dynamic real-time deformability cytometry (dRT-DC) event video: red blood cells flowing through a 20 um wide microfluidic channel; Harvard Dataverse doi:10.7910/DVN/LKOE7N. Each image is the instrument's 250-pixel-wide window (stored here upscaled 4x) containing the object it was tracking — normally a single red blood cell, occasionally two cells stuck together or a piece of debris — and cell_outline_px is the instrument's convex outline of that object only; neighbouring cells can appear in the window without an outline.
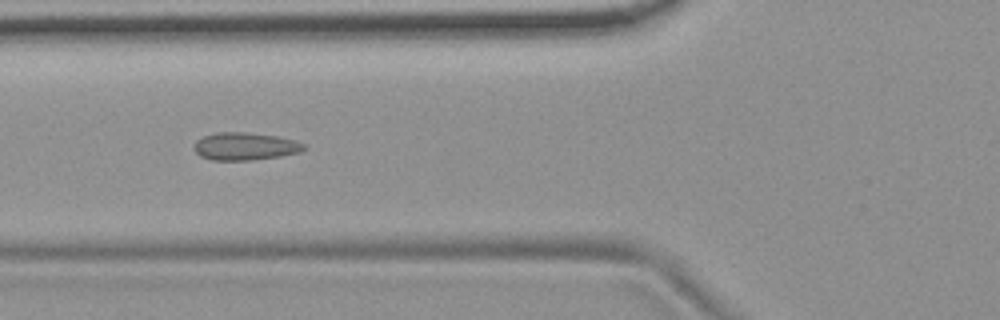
{"species": "common noctule bat (a hibernating species)", "species_latin": "Nyctalus noctula", "temperature_condition": "room temperature", "stored_images_in_passage": 47, "camera_frame_rate_fps": 3000, "um_per_image_px": 0.085, "animal": {"sex": "female", "body_mass_g": 19.9}, "frame": {"image": 1, "passage_image": 13, "time_ms": 4.0, "image_size_px": [1000, 320], "cell_outline_px": [[308, 148], [300, 152], [280, 156], [252, 160], [212, 160], [200, 156], [192, 148], [196, 140], [204, 136], [216, 132], [244, 132], [276, 136], [292, 140], [304, 144]], "centroid_in_image_um": [20.8, 12.44], "position_along_channel_um": 105.0, "area_um2": 17.69}}
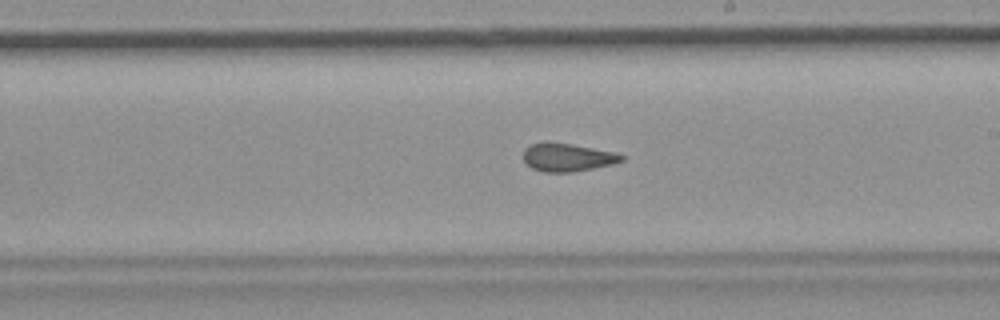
{"frame": {"image": 2, "passage_image": 24, "time_ms": 7.667, "image_size_px": [1000, 320], "cell_outline_px": [[628, 156], [624, 160], [612, 164], [572, 172], [544, 172], [532, 168], [524, 160], [524, 148], [532, 144], [544, 140], [548, 140], [572, 144], [616, 152]], "centroid_in_image_um": [48.25, 13.34], "position_along_channel_um": 240.8, "area_um2": 16.36}}
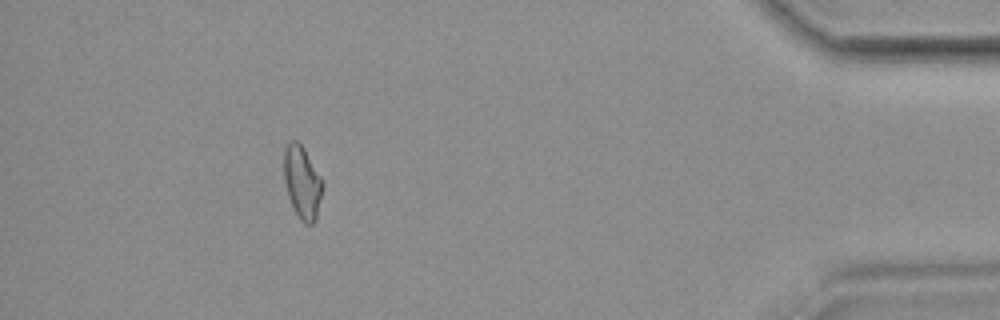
{"frame": {"image": 3, "passage_image": 42, "time_ms": 13.667, "image_size_px": [1000, 320], "cell_outline_px": [[324, 184], [316, 220], [312, 224], [304, 224], [300, 220], [288, 196], [284, 180], [284, 148], [292, 140], [296, 140], [304, 148], [324, 180]], "centroid_in_image_um": [25.71, 15.5], "position_along_channel_um": 409.5, "area_um2": 16.53}, "authors_computed_cell_mechanics": {"area_um2": 16.6464, "velocity_mm_per_s": 3.7078, "shape_relaxation_time_tau1_ms": null, "shape_relaxation_time_tau2_ms": 1.7907, "deformation_change_tau1": null, "deformation_change_tau2": 0.0911}}